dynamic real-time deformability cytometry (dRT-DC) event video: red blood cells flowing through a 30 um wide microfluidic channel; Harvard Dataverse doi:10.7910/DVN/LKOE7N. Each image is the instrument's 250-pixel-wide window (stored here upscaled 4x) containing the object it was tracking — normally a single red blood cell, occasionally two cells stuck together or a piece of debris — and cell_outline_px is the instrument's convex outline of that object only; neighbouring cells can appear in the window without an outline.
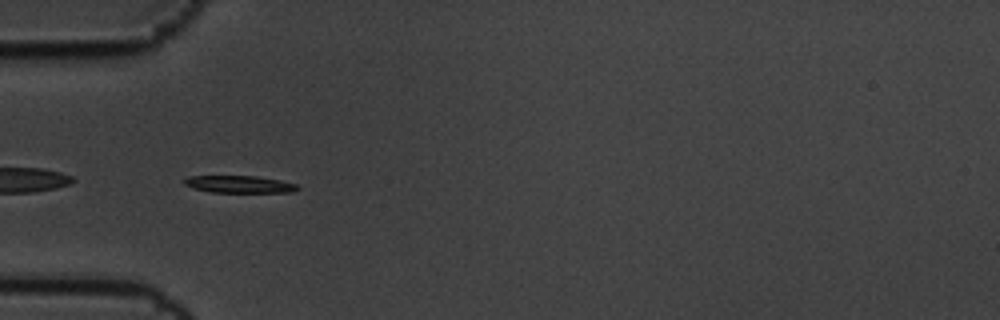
{"species": "common noctule bat (a hibernating species)", "species_latin": "Nyctalus noctula", "temperature_condition": "cold", "stored_images_in_passage": 5, "camera_frame_rate_fps": 3000, "um_per_image_px": 0.085, "animal": {"sex": "male", "body_mass_g": 19.5, "forearm_length_mm": 54.6}, "frame": {"image": 1, "passage_image": 4, "time_ms": 1.0, "image_size_px": [1000, 320], "cell_outline_px": [[300, 188], [292, 192], [212, 192], [192, 188], [184, 184], [184, 180], [188, 176], [256, 176], [280, 180], [296, 184]], "centroid_in_image_um": [20.34, 15.66], "position_along_channel_um": 64.7, "area_um2": 11.27}}